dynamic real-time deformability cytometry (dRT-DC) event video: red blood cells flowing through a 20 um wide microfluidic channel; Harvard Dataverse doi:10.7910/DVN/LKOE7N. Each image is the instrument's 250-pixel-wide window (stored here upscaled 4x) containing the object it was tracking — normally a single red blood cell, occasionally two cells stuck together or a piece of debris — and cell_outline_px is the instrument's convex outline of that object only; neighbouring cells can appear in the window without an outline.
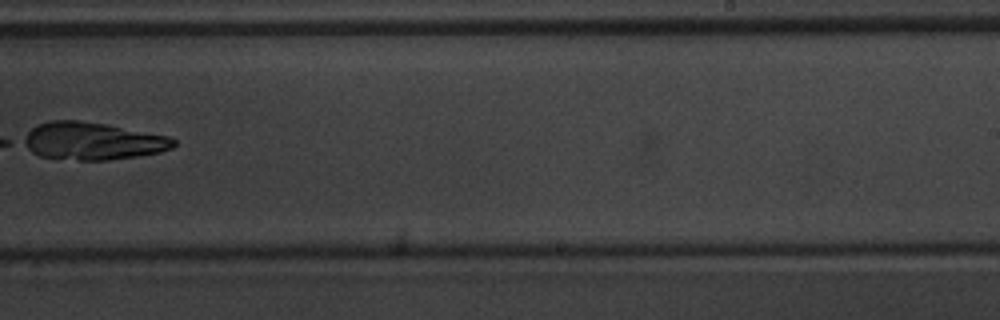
{"species": "common noctule bat (a hibernating species)", "species_latin": "Nyctalus noctula", "temperature_condition": "warm", "stored_images_in_passage": 12, "camera_frame_rate_fps": 3000, "um_per_image_px": 0.085, "animal": {"sex": "male", "body_mass_g": 20.1, "forearm_length_mm": 53.5}, "frame": {"image": 1, "passage_image": 12, "time_ms": 3.667, "image_size_px": [1000, 320], "cell_outline_px": [[176, 144], [172, 148], [160, 152], [136, 156], [108, 160], [80, 160], [40, 156], [32, 152], [20, 144], [20, 140], [32, 128], [48, 120], [80, 120], [108, 124], [168, 136], [176, 140]], "centroid_in_image_um": [7.83, 11.98], "position_along_channel_um": 281.2, "area_um2": 32.95}}